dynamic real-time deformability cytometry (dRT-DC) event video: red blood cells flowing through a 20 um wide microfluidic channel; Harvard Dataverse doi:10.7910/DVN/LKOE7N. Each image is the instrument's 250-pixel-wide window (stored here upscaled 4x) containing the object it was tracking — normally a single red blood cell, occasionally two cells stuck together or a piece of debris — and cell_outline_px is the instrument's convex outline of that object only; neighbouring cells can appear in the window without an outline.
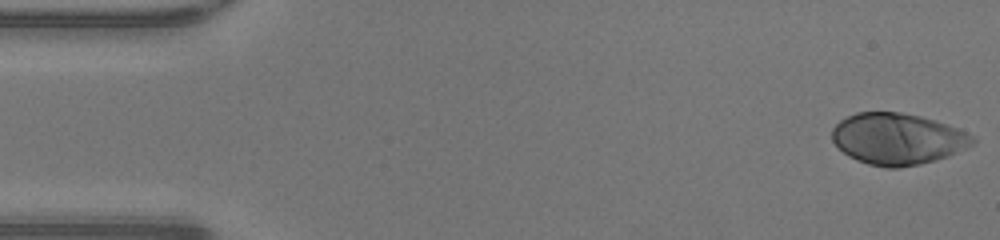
{"species": "human", "species_latin": "Homo sapiens", "temperature_condition": "warm", "stored_images_in_passage": 47, "camera_frame_rate_fps": 3000, "um_per_image_px": 0.085, "donor": {"sex": "male"}, "frame": {"image": 1, "passage_image": 1, "time_ms": 0.0, "image_size_px": [1000, 240], "cell_outline_px": [[976, 140], [972, 144], [948, 156], [920, 164], [900, 168], [884, 168], [868, 164], [856, 160], [848, 156], [832, 140], [832, 128], [840, 120], [856, 112], [900, 112], [920, 116], [936, 120], [948, 124], [972, 136]], "centroid_in_image_um": [76.26, 11.8], "position_along_channel_um": 8.7, "area_um2": 41.96}}
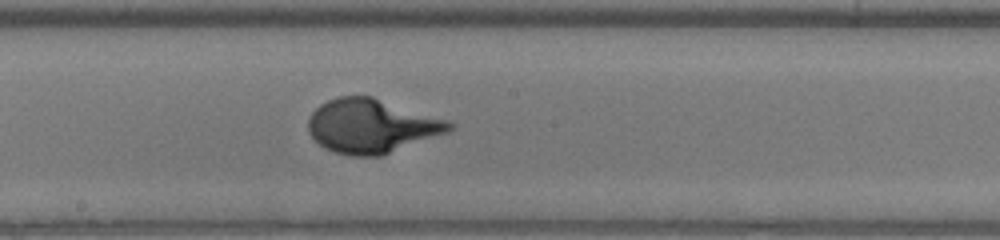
{"frame": {"image": 2, "passage_image": 25, "time_ms": 8.0, "image_size_px": [1000, 240], "cell_outline_px": [[456, 124], [448, 132], [380, 156], [352, 156], [336, 152], [324, 148], [308, 132], [308, 120], [312, 112], [320, 104], [328, 100], [340, 96], [372, 96], [448, 120]], "centroid_in_image_um": [31.58, 10.7], "position_along_channel_um": 216.6, "area_um2": 44.16}}
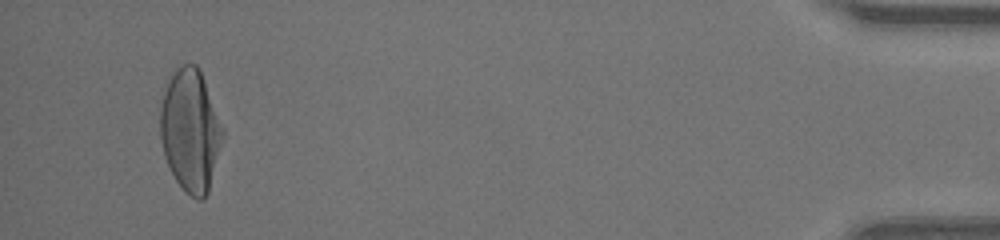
{"frame": {"image": 3, "passage_image": 45, "time_ms": 14.667, "image_size_px": [1000, 240], "cell_outline_px": [[224, 136], [208, 192], [200, 200], [196, 200], [176, 180], [164, 156], [160, 136], [160, 108], [164, 92], [176, 68], [180, 64], [196, 64], [200, 72], [224, 132]], "centroid_in_image_um": [16.17, 11.1], "position_along_channel_um": 419.0, "area_um2": 43.52}}